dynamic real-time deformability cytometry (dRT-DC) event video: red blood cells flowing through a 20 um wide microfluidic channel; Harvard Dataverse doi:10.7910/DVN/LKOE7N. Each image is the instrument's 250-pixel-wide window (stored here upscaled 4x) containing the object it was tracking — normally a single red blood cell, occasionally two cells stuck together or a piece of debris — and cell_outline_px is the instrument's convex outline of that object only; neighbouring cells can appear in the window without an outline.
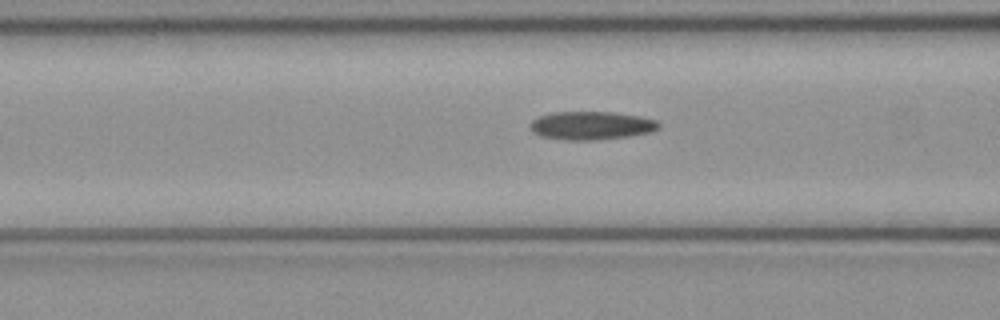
{"species": "common noctule bat (a hibernating species)", "species_latin": "Nyctalus noctula", "temperature_condition": "cold", "stored_images_in_passage": 40, "camera_frame_rate_fps": 3000, "um_per_image_px": 0.085, "animal": {"sex": "female", "body_mass_g": 21.9}, "frame": {"image": 1, "passage_image": 9, "time_ms": 2.667, "image_size_px": [1000, 320], "cell_outline_px": [[660, 128], [652, 132], [632, 136], [596, 140], [564, 140], [540, 136], [532, 132], [528, 124], [532, 120], [540, 116], [552, 112], [612, 112], [640, 116], [656, 120], [660, 124]], "centroid_in_image_um": [50.26, 10.68], "position_along_channel_um": 116.3, "area_um2": 21.5}}
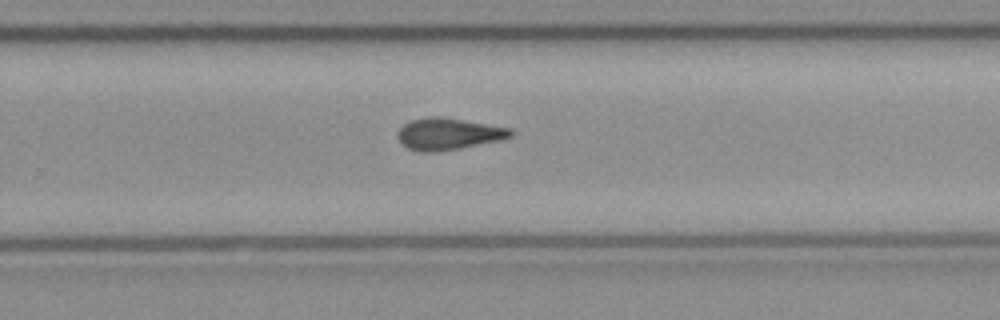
{"frame": {"image": 2, "passage_image": 22, "time_ms": 7.0, "image_size_px": [1000, 320], "cell_outline_px": [[512, 136], [500, 140], [460, 148], [436, 152], [420, 152], [408, 148], [400, 144], [396, 136], [396, 132], [404, 124], [412, 120], [428, 116], [440, 116], [512, 128]], "centroid_in_image_um": [38.06, 11.38], "position_along_channel_um": 291.7, "area_um2": 21.04}}
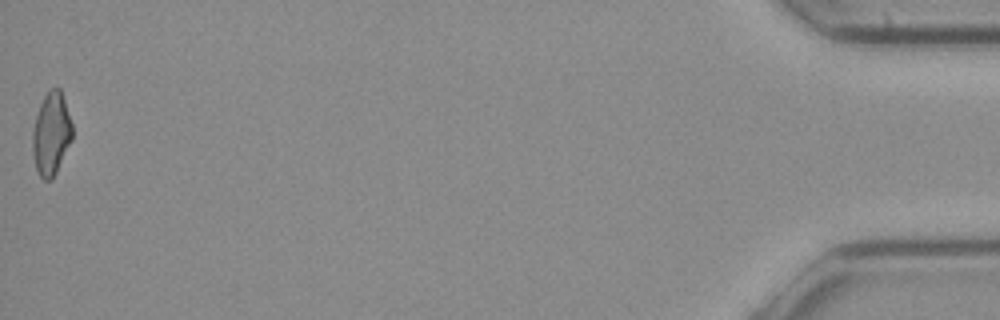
{"frame": {"image": 3, "passage_image": 40, "time_ms": 13.0, "image_size_px": [1000, 320], "cell_outline_px": [[72, 140], [52, 180], [44, 180], [40, 176], [36, 168], [32, 152], [32, 128], [40, 104], [48, 88], [60, 88], [72, 124]], "centroid_in_image_um": [4.34, 11.37], "position_along_channel_um": 430.9, "area_um2": 19.19}, "authors_computed_cell_mechanics": {"area_um2": 20.1722, "velocity_mm_per_s": 4.0447, "shape_relaxation_time_tau1_ms": null, "shape_relaxation_time_tau2_ms": 6.6694, "deformation_change_tau1": null, "deformation_change_tau2": 0.177}}